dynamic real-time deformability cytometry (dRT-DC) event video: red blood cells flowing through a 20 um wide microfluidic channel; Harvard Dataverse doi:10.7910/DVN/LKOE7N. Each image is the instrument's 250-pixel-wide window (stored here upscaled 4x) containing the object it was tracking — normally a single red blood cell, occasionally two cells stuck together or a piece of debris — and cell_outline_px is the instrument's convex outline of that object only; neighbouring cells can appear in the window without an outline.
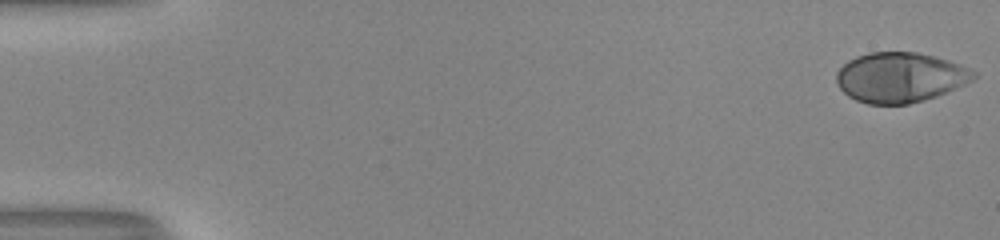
{"species": "human", "species_latin": "Homo sapiens", "temperature_condition": "room temperature", "stored_images_in_passage": 15, "camera_frame_rate_fps": 3000, "um_per_image_px": 0.085, "donor": {"sex": "male"}, "frame": {"image": 1, "passage_image": 1, "time_ms": 0.0, "image_size_px": [1000, 240], "cell_outline_px": [[976, 76], [972, 80], [964, 84], [936, 96], [924, 100], [908, 104], [868, 104], [856, 100], [848, 96], [836, 84], [836, 72], [848, 60], [856, 56], [868, 52], [916, 52], [948, 60], [972, 68], [976, 72]], "centroid_in_image_um": [76.49, 6.57], "position_along_channel_um": 8.5, "area_um2": 40.0}}